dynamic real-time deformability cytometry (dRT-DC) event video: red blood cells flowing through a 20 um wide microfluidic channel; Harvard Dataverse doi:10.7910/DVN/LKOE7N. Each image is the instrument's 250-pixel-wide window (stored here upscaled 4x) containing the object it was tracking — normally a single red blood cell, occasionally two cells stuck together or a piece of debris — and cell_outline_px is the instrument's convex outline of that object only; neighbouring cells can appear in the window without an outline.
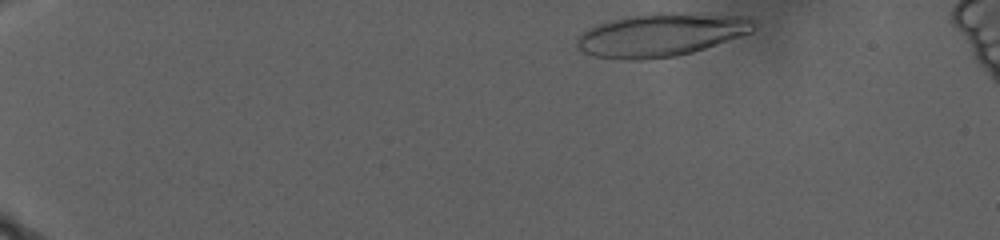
{"species": "human", "species_latin": "Homo sapiens", "temperature_condition": "warm", "stored_images_in_passage": 74, "camera_frame_rate_fps": 3000, "um_per_image_px": 0.085, "donor": {"sex": "male"}, "frame": {"image": 1, "passage_image": 2, "time_ms": 0.333, "image_size_px": [1000, 240], "cell_outline_px": [[752, 32], [692, 52], [676, 56], [644, 60], [620, 60], [592, 56], [576, 48], [576, 36], [588, 28], [596, 24], [608, 20], [624, 16], [652, 12], [664, 12], [752, 16]], "centroid_in_image_um": [56.09, 2.96], "position_along_channel_um": 28.9, "area_um2": 44.97}}
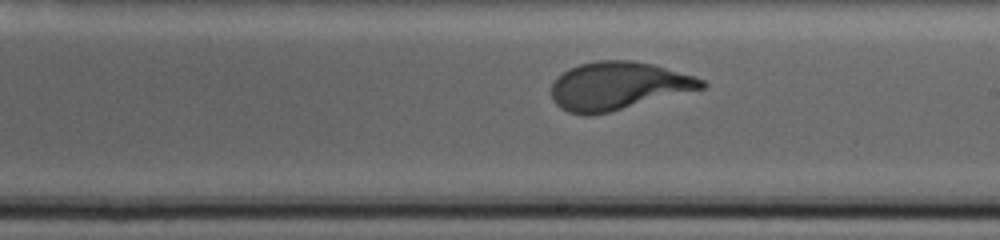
{"frame": {"image": 2, "passage_image": 50, "time_ms": 16.333, "image_size_px": [1000, 240], "cell_outline_px": [[708, 84], [704, 88], [608, 112], [588, 116], [580, 116], [568, 112], [560, 108], [552, 100], [552, 84], [556, 76], [568, 68], [580, 64], [600, 60], [628, 60], [652, 64], [692, 76], [704, 80]], "centroid_in_image_um": [52.47, 7.31], "position_along_channel_um": 236.5, "area_um2": 41.79}}
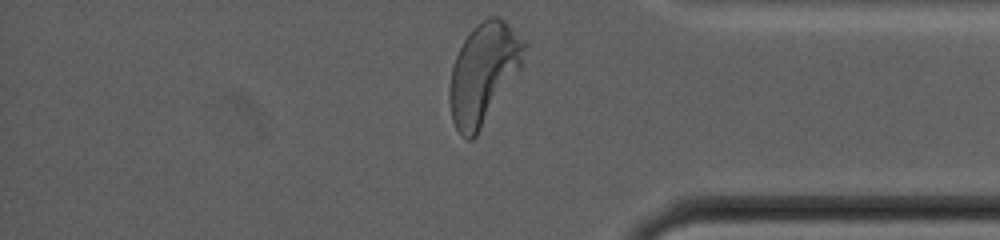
{"frame": {"image": 3, "passage_image": 74, "time_ms": 24.333, "image_size_px": [1000, 240], "cell_outline_px": [[528, 44], [520, 68], [476, 136], [472, 140], [468, 140], [460, 136], [452, 120], [448, 100], [448, 88], [452, 68], [456, 56], [464, 40], [472, 28], [476, 24], [488, 16], [496, 16], [504, 20]], "centroid_in_image_um": [41.07, 6.22], "position_along_channel_um": 394.1, "area_um2": 43.47}}